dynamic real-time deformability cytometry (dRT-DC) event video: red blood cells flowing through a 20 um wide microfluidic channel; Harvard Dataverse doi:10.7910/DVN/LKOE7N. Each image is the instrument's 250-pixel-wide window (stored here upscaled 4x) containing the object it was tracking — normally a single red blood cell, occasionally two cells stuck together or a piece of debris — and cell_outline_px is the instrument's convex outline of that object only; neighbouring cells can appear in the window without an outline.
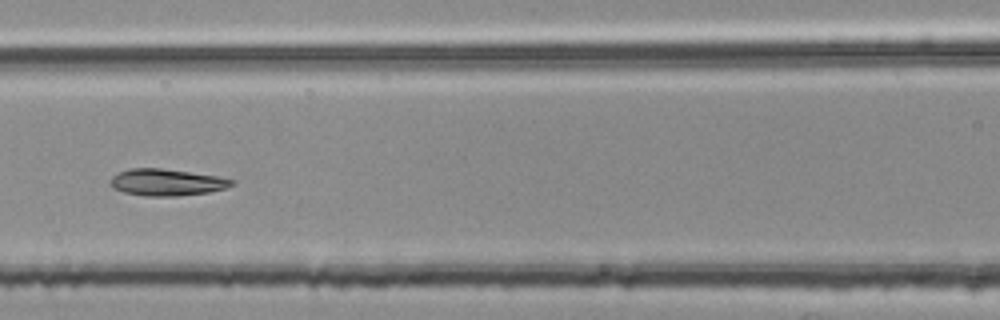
{"species": "common noctule bat (a hibernating species)", "species_latin": "Nyctalus noctula", "temperature_condition": "room temperature", "stored_images_in_passage": 13, "camera_frame_rate_fps": 3000, "um_per_image_px": 0.085, "animal": {"sex": "female", "body_mass_g": 25.1}, "frame": {"image": 1, "passage_image": 8, "time_ms": 2.333, "image_size_px": [1000, 320], "cell_outline_px": [[236, 184], [224, 188], [208, 192], [176, 196], [144, 196], [124, 192], [108, 184], [112, 176], [128, 168], [160, 168], [216, 176], [236, 180]], "centroid_in_image_um": [14.16, 15.49], "position_along_channel_um": 152.4, "area_um2": 18.79}}
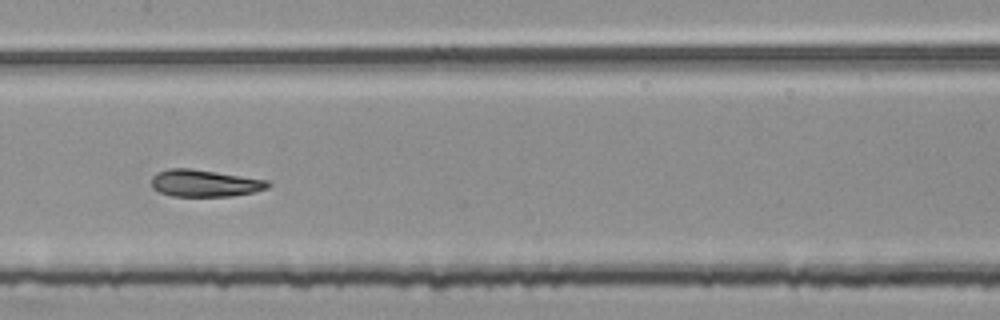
{"frame": {"image": 2, "passage_image": 11, "time_ms": 3.333, "image_size_px": [1000, 320], "cell_outline_px": [[272, 184], [268, 188], [252, 192], [232, 196], [172, 196], [160, 192], [152, 188], [152, 176], [156, 172], [168, 168], [192, 168], [268, 180]], "centroid_in_image_um": [17.38, 15.56], "position_along_channel_um": 190.0, "area_um2": 18.44}}